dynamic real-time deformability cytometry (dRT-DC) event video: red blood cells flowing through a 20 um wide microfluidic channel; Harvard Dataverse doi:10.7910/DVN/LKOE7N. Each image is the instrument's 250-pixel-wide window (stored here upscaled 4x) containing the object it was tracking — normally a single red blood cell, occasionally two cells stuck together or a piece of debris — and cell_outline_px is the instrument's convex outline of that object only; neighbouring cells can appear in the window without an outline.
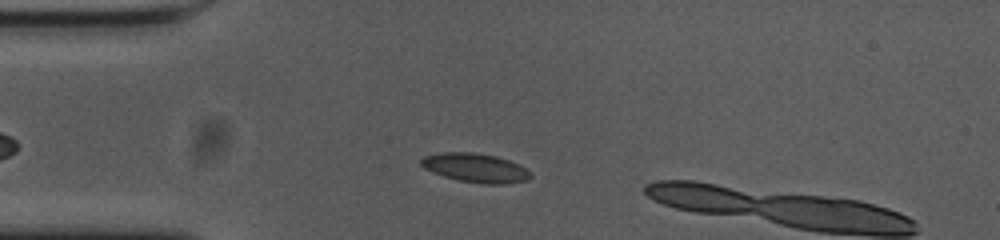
{"species": "common noctule bat (a hibernating species)", "species_latin": "Nyctalus noctula", "temperature_condition": "cold", "stored_images_in_passage": 11, "camera_frame_rate_fps": 3000, "um_per_image_px": 0.085, "animal": {"sex": "female", "body_mass_g": 23.0, "forearm_length_mm": 53.4}, "frame": {"image": 1, "passage_image": 8, "time_ms": 2.333, "image_size_px": [1000, 240], "cell_outline_px": [[532, 176], [528, 180], [504, 184], [484, 184], [460, 180], [444, 176], [432, 172], [424, 168], [420, 164], [420, 160], [424, 156], [440, 152], [476, 152], [496, 156], [520, 164], [532, 172]], "centroid_in_image_um": [40.44, 14.26], "position_along_channel_um": 44.6, "area_um2": 18.67}}